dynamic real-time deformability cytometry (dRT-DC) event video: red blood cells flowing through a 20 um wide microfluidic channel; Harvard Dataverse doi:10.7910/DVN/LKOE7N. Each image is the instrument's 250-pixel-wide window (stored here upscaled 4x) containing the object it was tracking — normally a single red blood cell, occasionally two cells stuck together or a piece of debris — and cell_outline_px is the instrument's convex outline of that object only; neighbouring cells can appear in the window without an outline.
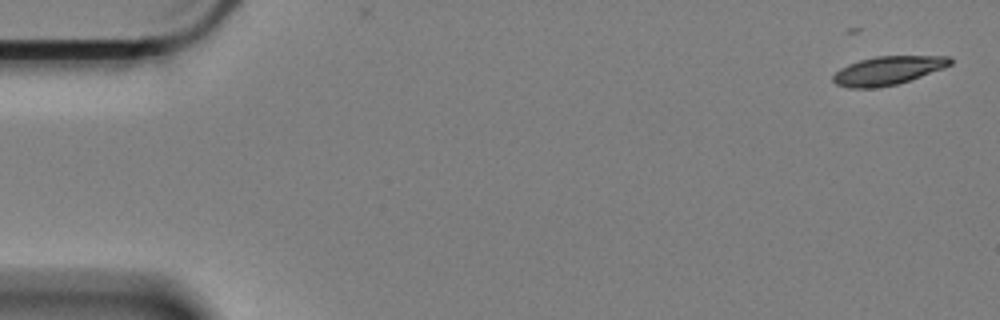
{"species": "Egyptian fruit bat (a non-hibernating species)", "species_latin": "Rousettus aegyptiacus", "temperature_condition": "cold", "stored_images_in_passage": 18, "camera_frame_rate_fps": 3000, "um_per_image_px": 0.085, "animal": {"sex": "female"}, "frame": {"image": 1, "passage_image": 1, "time_ms": 0.0, "image_size_px": [1000, 320], "cell_outline_px": [[952, 64], [944, 68], [896, 84], [876, 88], [848, 88], [836, 84], [832, 80], [832, 76], [840, 68], [848, 64], [860, 60], [876, 56], [952, 56]], "centroid_in_image_um": [75.45, 5.99], "position_along_channel_um": 9.5, "area_um2": 19.42}}
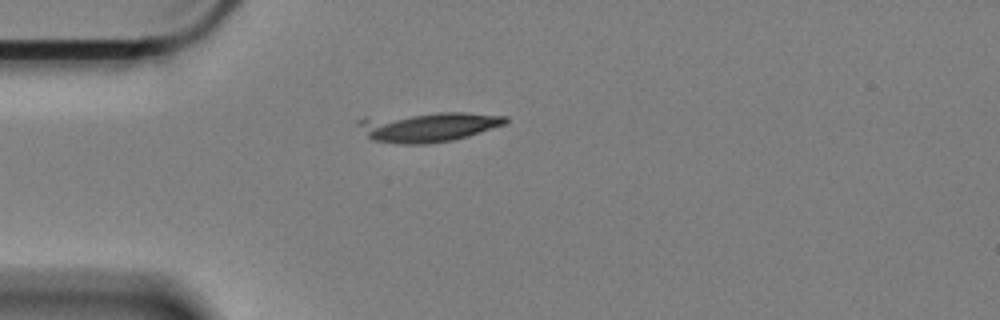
{"frame": {"image": 2, "passage_image": 15, "time_ms": 4.667, "image_size_px": [1000, 320], "cell_outline_px": [[508, 124], [468, 136], [452, 140], [428, 144], [396, 144], [372, 140], [356, 124], [356, 120], [364, 116], [436, 112], [468, 112], [508, 116]], "centroid_in_image_um": [36.36, 10.76], "position_along_channel_um": 48.6, "area_um2": 26.36}}